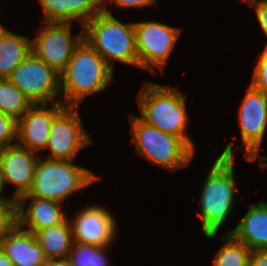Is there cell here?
Returning <instances> with one entry per match:
<instances>
[{
	"label": "cell",
	"mask_w": 267,
	"mask_h": 266,
	"mask_svg": "<svg viewBox=\"0 0 267 266\" xmlns=\"http://www.w3.org/2000/svg\"><path fill=\"white\" fill-rule=\"evenodd\" d=\"M234 149L228 143L205 179L199 199L202 232L214 238L233 210L236 193Z\"/></svg>",
	"instance_id": "6da1fadb"
},
{
	"label": "cell",
	"mask_w": 267,
	"mask_h": 266,
	"mask_svg": "<svg viewBox=\"0 0 267 266\" xmlns=\"http://www.w3.org/2000/svg\"><path fill=\"white\" fill-rule=\"evenodd\" d=\"M114 70L84 39L74 48L60 74V97L65 106H79L86 97L102 92L113 81Z\"/></svg>",
	"instance_id": "7a4b0ae2"
},
{
	"label": "cell",
	"mask_w": 267,
	"mask_h": 266,
	"mask_svg": "<svg viewBox=\"0 0 267 266\" xmlns=\"http://www.w3.org/2000/svg\"><path fill=\"white\" fill-rule=\"evenodd\" d=\"M137 96L142 121L164 133L180 137L194 151L195 145L186 132L185 94L169 85L146 82Z\"/></svg>",
	"instance_id": "3957f363"
},
{
	"label": "cell",
	"mask_w": 267,
	"mask_h": 266,
	"mask_svg": "<svg viewBox=\"0 0 267 266\" xmlns=\"http://www.w3.org/2000/svg\"><path fill=\"white\" fill-rule=\"evenodd\" d=\"M83 39L113 69L115 61L138 67L134 23H121L100 11L83 26Z\"/></svg>",
	"instance_id": "277c9868"
},
{
	"label": "cell",
	"mask_w": 267,
	"mask_h": 266,
	"mask_svg": "<svg viewBox=\"0 0 267 266\" xmlns=\"http://www.w3.org/2000/svg\"><path fill=\"white\" fill-rule=\"evenodd\" d=\"M73 162L39 158L27 195L63 203L73 193L99 180L92 171Z\"/></svg>",
	"instance_id": "5b68a950"
},
{
	"label": "cell",
	"mask_w": 267,
	"mask_h": 266,
	"mask_svg": "<svg viewBox=\"0 0 267 266\" xmlns=\"http://www.w3.org/2000/svg\"><path fill=\"white\" fill-rule=\"evenodd\" d=\"M131 135L138 154L171 172L192 161L194 151L180 138L167 134L130 115Z\"/></svg>",
	"instance_id": "8992f818"
},
{
	"label": "cell",
	"mask_w": 267,
	"mask_h": 266,
	"mask_svg": "<svg viewBox=\"0 0 267 266\" xmlns=\"http://www.w3.org/2000/svg\"><path fill=\"white\" fill-rule=\"evenodd\" d=\"M7 79L33 104H52L62 100L60 74L32 52Z\"/></svg>",
	"instance_id": "52a82bcc"
},
{
	"label": "cell",
	"mask_w": 267,
	"mask_h": 266,
	"mask_svg": "<svg viewBox=\"0 0 267 266\" xmlns=\"http://www.w3.org/2000/svg\"><path fill=\"white\" fill-rule=\"evenodd\" d=\"M135 41L138 68L155 72L154 66L162 72L182 29L160 22H135Z\"/></svg>",
	"instance_id": "ba28073f"
},
{
	"label": "cell",
	"mask_w": 267,
	"mask_h": 266,
	"mask_svg": "<svg viewBox=\"0 0 267 266\" xmlns=\"http://www.w3.org/2000/svg\"><path fill=\"white\" fill-rule=\"evenodd\" d=\"M93 144L86 132L78 106H65L51 123L46 149L47 159L74 161L79 151Z\"/></svg>",
	"instance_id": "9c48e42d"
},
{
	"label": "cell",
	"mask_w": 267,
	"mask_h": 266,
	"mask_svg": "<svg viewBox=\"0 0 267 266\" xmlns=\"http://www.w3.org/2000/svg\"><path fill=\"white\" fill-rule=\"evenodd\" d=\"M38 36L31 39L32 53L61 74L67 67L74 48L83 39V30L71 34L72 23L45 22ZM73 36V37H72Z\"/></svg>",
	"instance_id": "30bf717a"
},
{
	"label": "cell",
	"mask_w": 267,
	"mask_h": 266,
	"mask_svg": "<svg viewBox=\"0 0 267 266\" xmlns=\"http://www.w3.org/2000/svg\"><path fill=\"white\" fill-rule=\"evenodd\" d=\"M244 157L255 161L267 128V95L249 85L239 109Z\"/></svg>",
	"instance_id": "8fae6325"
},
{
	"label": "cell",
	"mask_w": 267,
	"mask_h": 266,
	"mask_svg": "<svg viewBox=\"0 0 267 266\" xmlns=\"http://www.w3.org/2000/svg\"><path fill=\"white\" fill-rule=\"evenodd\" d=\"M75 218L69 220L73 241L96 246L111 245L117 234V222L109 210L90 205L81 209Z\"/></svg>",
	"instance_id": "7c38bea8"
},
{
	"label": "cell",
	"mask_w": 267,
	"mask_h": 266,
	"mask_svg": "<svg viewBox=\"0 0 267 266\" xmlns=\"http://www.w3.org/2000/svg\"><path fill=\"white\" fill-rule=\"evenodd\" d=\"M38 156L17 144L0 148V183L2 189L6 184L15 185L12 199L17 200L30 190Z\"/></svg>",
	"instance_id": "4fadbf2b"
},
{
	"label": "cell",
	"mask_w": 267,
	"mask_h": 266,
	"mask_svg": "<svg viewBox=\"0 0 267 266\" xmlns=\"http://www.w3.org/2000/svg\"><path fill=\"white\" fill-rule=\"evenodd\" d=\"M51 105L52 108L50 104H33L17 120V145L37 154L46 150L53 118L65 107L61 101Z\"/></svg>",
	"instance_id": "5bb4252c"
},
{
	"label": "cell",
	"mask_w": 267,
	"mask_h": 266,
	"mask_svg": "<svg viewBox=\"0 0 267 266\" xmlns=\"http://www.w3.org/2000/svg\"><path fill=\"white\" fill-rule=\"evenodd\" d=\"M29 198V207L25 210V202ZM17 224L33 234L41 229L63 223L67 217L63 212L62 202L35 196L22 195L16 200Z\"/></svg>",
	"instance_id": "9a60e30c"
},
{
	"label": "cell",
	"mask_w": 267,
	"mask_h": 266,
	"mask_svg": "<svg viewBox=\"0 0 267 266\" xmlns=\"http://www.w3.org/2000/svg\"><path fill=\"white\" fill-rule=\"evenodd\" d=\"M0 247L15 266H45L48 261L35 235L18 224L0 240Z\"/></svg>",
	"instance_id": "2e32d148"
},
{
	"label": "cell",
	"mask_w": 267,
	"mask_h": 266,
	"mask_svg": "<svg viewBox=\"0 0 267 266\" xmlns=\"http://www.w3.org/2000/svg\"><path fill=\"white\" fill-rule=\"evenodd\" d=\"M227 233L251 251L267 249V202L251 204L238 225Z\"/></svg>",
	"instance_id": "e0dca14e"
},
{
	"label": "cell",
	"mask_w": 267,
	"mask_h": 266,
	"mask_svg": "<svg viewBox=\"0 0 267 266\" xmlns=\"http://www.w3.org/2000/svg\"><path fill=\"white\" fill-rule=\"evenodd\" d=\"M45 22L72 23L83 26L101 11V0H38Z\"/></svg>",
	"instance_id": "ac0fdd59"
},
{
	"label": "cell",
	"mask_w": 267,
	"mask_h": 266,
	"mask_svg": "<svg viewBox=\"0 0 267 266\" xmlns=\"http://www.w3.org/2000/svg\"><path fill=\"white\" fill-rule=\"evenodd\" d=\"M47 260H66L74 243L69 219L34 233Z\"/></svg>",
	"instance_id": "d6986e66"
},
{
	"label": "cell",
	"mask_w": 267,
	"mask_h": 266,
	"mask_svg": "<svg viewBox=\"0 0 267 266\" xmlns=\"http://www.w3.org/2000/svg\"><path fill=\"white\" fill-rule=\"evenodd\" d=\"M32 52L31 40L19 34L0 29V78H7Z\"/></svg>",
	"instance_id": "ffe728a7"
},
{
	"label": "cell",
	"mask_w": 267,
	"mask_h": 266,
	"mask_svg": "<svg viewBox=\"0 0 267 266\" xmlns=\"http://www.w3.org/2000/svg\"><path fill=\"white\" fill-rule=\"evenodd\" d=\"M33 105L7 78H0V112L18 120Z\"/></svg>",
	"instance_id": "44dd1931"
},
{
	"label": "cell",
	"mask_w": 267,
	"mask_h": 266,
	"mask_svg": "<svg viewBox=\"0 0 267 266\" xmlns=\"http://www.w3.org/2000/svg\"><path fill=\"white\" fill-rule=\"evenodd\" d=\"M222 247L216 252L213 266H249L251 250L243 243L235 240L229 233Z\"/></svg>",
	"instance_id": "7402d4cb"
},
{
	"label": "cell",
	"mask_w": 267,
	"mask_h": 266,
	"mask_svg": "<svg viewBox=\"0 0 267 266\" xmlns=\"http://www.w3.org/2000/svg\"><path fill=\"white\" fill-rule=\"evenodd\" d=\"M109 246L111 245L96 246L74 242L66 260L71 266H109L106 256Z\"/></svg>",
	"instance_id": "603a6c76"
},
{
	"label": "cell",
	"mask_w": 267,
	"mask_h": 266,
	"mask_svg": "<svg viewBox=\"0 0 267 266\" xmlns=\"http://www.w3.org/2000/svg\"><path fill=\"white\" fill-rule=\"evenodd\" d=\"M0 200V240L17 224L16 200Z\"/></svg>",
	"instance_id": "cb8c5ba5"
},
{
	"label": "cell",
	"mask_w": 267,
	"mask_h": 266,
	"mask_svg": "<svg viewBox=\"0 0 267 266\" xmlns=\"http://www.w3.org/2000/svg\"><path fill=\"white\" fill-rule=\"evenodd\" d=\"M250 85L267 95V48H264L259 56Z\"/></svg>",
	"instance_id": "d4e9b609"
},
{
	"label": "cell",
	"mask_w": 267,
	"mask_h": 266,
	"mask_svg": "<svg viewBox=\"0 0 267 266\" xmlns=\"http://www.w3.org/2000/svg\"><path fill=\"white\" fill-rule=\"evenodd\" d=\"M14 138H17V120L0 112V148L15 145Z\"/></svg>",
	"instance_id": "484cf974"
},
{
	"label": "cell",
	"mask_w": 267,
	"mask_h": 266,
	"mask_svg": "<svg viewBox=\"0 0 267 266\" xmlns=\"http://www.w3.org/2000/svg\"><path fill=\"white\" fill-rule=\"evenodd\" d=\"M114 3L115 8H142L154 5L157 0H101V11L111 14L107 9V2Z\"/></svg>",
	"instance_id": "4316f807"
},
{
	"label": "cell",
	"mask_w": 267,
	"mask_h": 266,
	"mask_svg": "<svg viewBox=\"0 0 267 266\" xmlns=\"http://www.w3.org/2000/svg\"><path fill=\"white\" fill-rule=\"evenodd\" d=\"M247 3L249 7L253 6L255 8L258 23L267 37V0H247ZM264 48H267V42Z\"/></svg>",
	"instance_id": "83f0119b"
},
{
	"label": "cell",
	"mask_w": 267,
	"mask_h": 266,
	"mask_svg": "<svg viewBox=\"0 0 267 266\" xmlns=\"http://www.w3.org/2000/svg\"><path fill=\"white\" fill-rule=\"evenodd\" d=\"M249 266H267V249L251 251Z\"/></svg>",
	"instance_id": "f1b7e54d"
},
{
	"label": "cell",
	"mask_w": 267,
	"mask_h": 266,
	"mask_svg": "<svg viewBox=\"0 0 267 266\" xmlns=\"http://www.w3.org/2000/svg\"><path fill=\"white\" fill-rule=\"evenodd\" d=\"M0 266H15L0 247Z\"/></svg>",
	"instance_id": "f546056e"
},
{
	"label": "cell",
	"mask_w": 267,
	"mask_h": 266,
	"mask_svg": "<svg viewBox=\"0 0 267 266\" xmlns=\"http://www.w3.org/2000/svg\"><path fill=\"white\" fill-rule=\"evenodd\" d=\"M45 266H71L67 260H48Z\"/></svg>",
	"instance_id": "4dcf8cb0"
},
{
	"label": "cell",
	"mask_w": 267,
	"mask_h": 266,
	"mask_svg": "<svg viewBox=\"0 0 267 266\" xmlns=\"http://www.w3.org/2000/svg\"><path fill=\"white\" fill-rule=\"evenodd\" d=\"M2 192H3V189H2V186H1V183H0V200L1 199H6L4 195L1 196Z\"/></svg>",
	"instance_id": "1f68e13d"
}]
</instances>
